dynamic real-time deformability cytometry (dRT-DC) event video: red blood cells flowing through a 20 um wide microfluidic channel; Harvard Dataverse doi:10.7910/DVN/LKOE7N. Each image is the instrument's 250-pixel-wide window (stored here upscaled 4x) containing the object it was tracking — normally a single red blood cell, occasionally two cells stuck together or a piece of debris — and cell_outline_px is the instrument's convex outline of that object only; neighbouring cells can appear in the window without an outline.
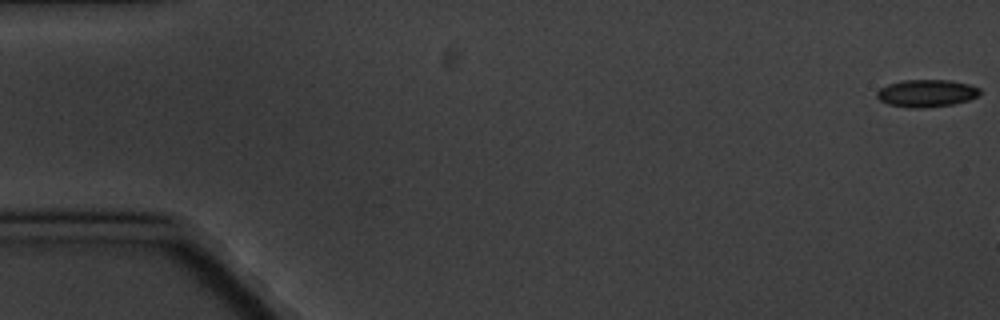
{"species": "common noctule bat (a hibernating species)", "species_latin": "Nyctalus noctula", "temperature_condition": "cold", "stored_images_in_passage": 4, "camera_frame_rate_fps": 3000, "um_per_image_px": 0.085, "animal": {"sex": "male", "body_mass_g": 20.1, "forearm_length_mm": 53.5}, "frame": {"image": 1, "passage_image": 1, "time_ms": 0.0, "image_size_px": [1000, 320], "cell_outline_px": [[980, 96], [968, 100], [952, 104], [924, 108], [912, 108], [888, 104], [880, 100], [876, 96], [876, 92], [880, 88], [888, 84], [904, 80], [952, 80], [968, 84], [980, 88]], "centroid_in_image_um": [78.76, 7.92], "position_along_channel_um": 6.2, "area_um2": 16.47}}